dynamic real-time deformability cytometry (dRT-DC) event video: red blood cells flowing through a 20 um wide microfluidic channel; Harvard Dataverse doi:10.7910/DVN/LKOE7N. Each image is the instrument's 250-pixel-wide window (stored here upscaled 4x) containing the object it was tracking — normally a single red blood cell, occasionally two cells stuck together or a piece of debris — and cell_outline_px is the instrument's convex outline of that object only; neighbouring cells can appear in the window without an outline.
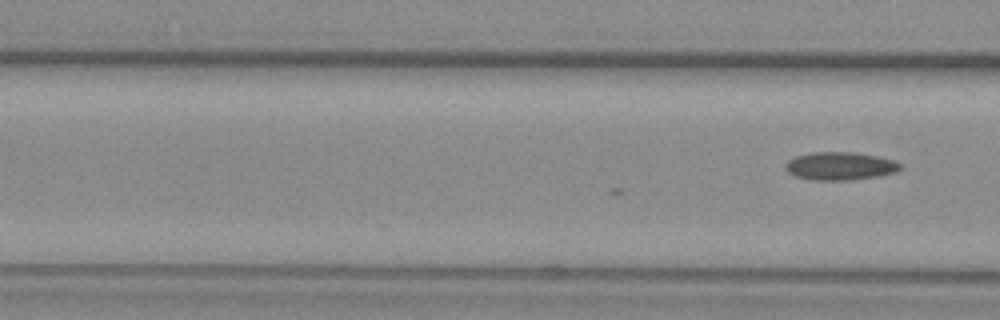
{"species": "common noctule bat (a hibernating species)", "species_latin": "Nyctalus noctula", "temperature_condition": "warm", "stored_images_in_passage": 3, "camera_frame_rate_fps": 3000, "um_per_image_px": 0.085, "animal": {"sex": "female", "body_mass_g": 29.2, "forearm_length_mm": 56.3}, "frame": {"image": 1, "passage_image": 3, "time_ms": 0.667, "image_size_px": [1000, 320], "cell_outline_px": [[900, 168], [896, 172], [876, 176], [852, 180], [812, 180], [796, 176], [788, 172], [784, 164], [788, 160], [796, 156], [812, 152], [852, 152], [876, 156], [892, 160], [900, 164]], "centroid_in_image_um": [71.36, 14.11], "position_along_channel_um": 95.2, "area_um2": 18.55}}